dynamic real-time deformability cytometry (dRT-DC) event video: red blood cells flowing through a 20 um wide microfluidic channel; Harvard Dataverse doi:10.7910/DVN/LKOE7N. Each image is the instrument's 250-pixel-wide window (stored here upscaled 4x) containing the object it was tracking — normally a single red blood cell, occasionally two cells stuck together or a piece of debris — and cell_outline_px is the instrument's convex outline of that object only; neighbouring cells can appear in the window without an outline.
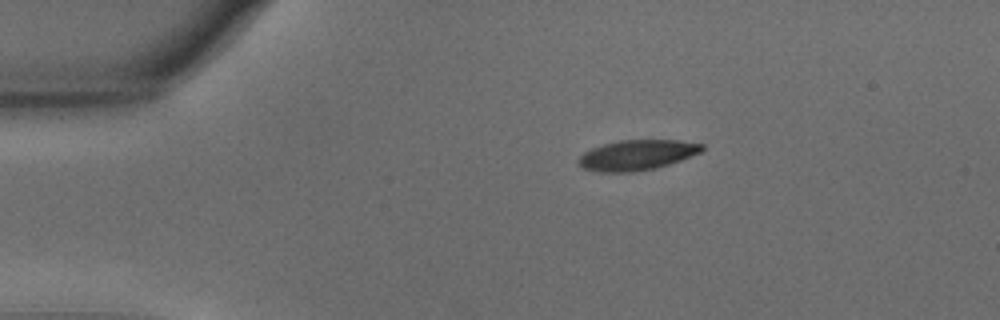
{"species": "common noctule bat (a hibernating species)", "species_latin": "Nyctalus noctula", "temperature_condition": "warm", "stored_images_in_passage": 46, "camera_frame_rate_fps": 3000, "um_per_image_px": 0.085, "animal": {"sex": "male", "body_mass_g": 15.6}, "frame": {"image": 1, "passage_image": 1, "time_ms": 0.0, "image_size_px": [1000, 320], "cell_outline_px": [[704, 148], [700, 152], [680, 160], [656, 168], [632, 172], [600, 172], [584, 168], [576, 160], [584, 152], [592, 148], [604, 144], [620, 140], [676, 140], [704, 144]], "centroid_in_image_um": [54.13, 13.17], "position_along_channel_um": 30.9, "area_um2": 21.56}}
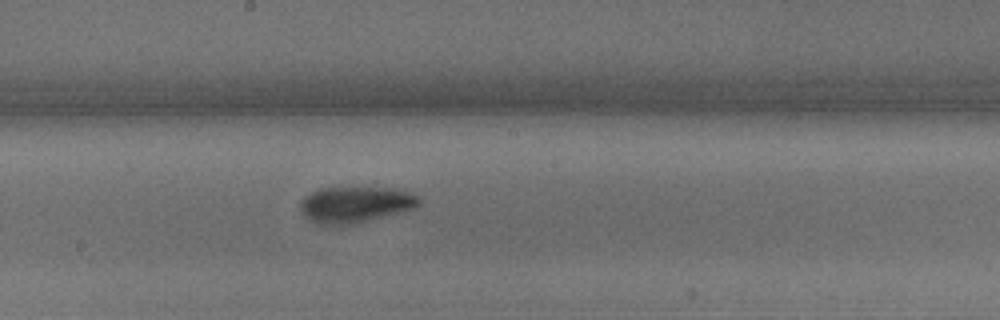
{"frame": {"image": 2, "passage_image": 21, "time_ms": 6.667, "image_size_px": [1000, 320], "cell_outline_px": [[420, 204], [412, 208], [348, 224], [328, 224], [308, 220], [304, 216], [300, 208], [300, 200], [304, 196], [320, 188], [396, 188], [408, 192], [416, 196], [420, 200]], "centroid_in_image_um": [30.14, 17.35], "position_along_channel_um": 218.1, "area_um2": 24.1}}
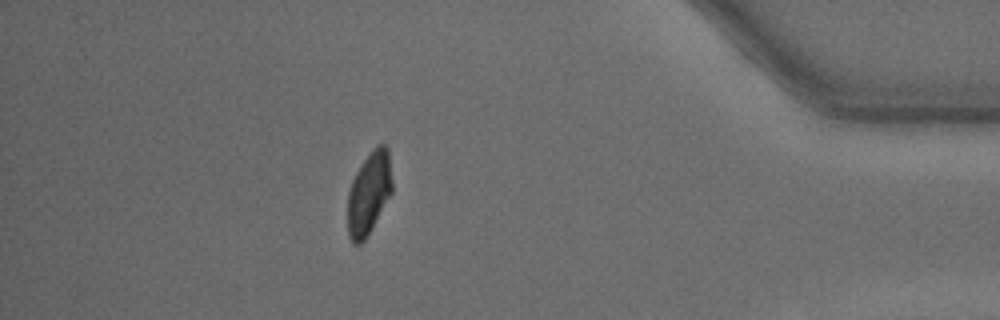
{"frame": {"image": 3, "passage_image": 40, "time_ms": 13.0, "image_size_px": [1000, 320], "cell_outline_px": [[392, 192], [368, 236], [356, 248], [352, 244], [348, 236], [348, 192], [352, 180], [356, 172], [372, 148], [376, 144], [384, 144], [388, 148], [392, 180]], "centroid_in_image_um": [31.35, 16.45], "position_along_channel_um": 403.8, "area_um2": 21.68}, "authors_computed_cell_mechanics": {"area_um2": 22.8599, "velocity_mm_per_s": 3.6044, "shape_relaxation_time_tau1_ms": 3.1612, "shape_relaxation_time_tau2_ms": 1.5263, "deformation_change_tau1": 0.1404, "deformation_change_tau2": 0.0555}}